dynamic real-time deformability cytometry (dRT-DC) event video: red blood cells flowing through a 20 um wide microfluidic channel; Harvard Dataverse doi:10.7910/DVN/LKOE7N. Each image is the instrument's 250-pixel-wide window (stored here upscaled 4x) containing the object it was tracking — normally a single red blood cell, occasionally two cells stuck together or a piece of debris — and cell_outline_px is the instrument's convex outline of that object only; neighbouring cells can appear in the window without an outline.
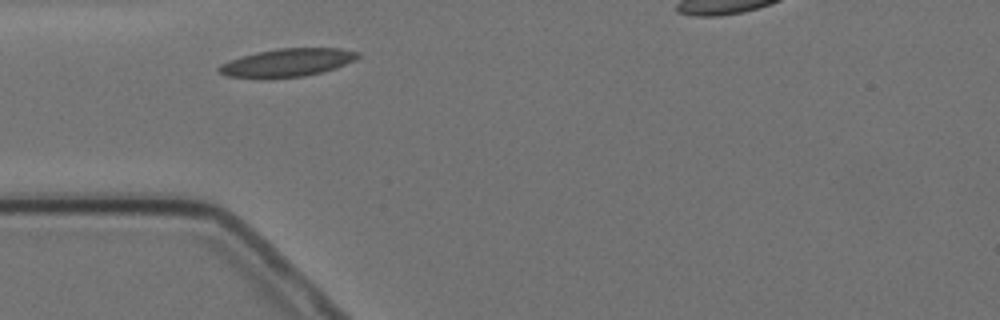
{"species": "Egyptian fruit bat (a non-hibernating species)", "species_latin": "Rousettus aegyptiacus", "temperature_condition": "cold", "stored_images_in_passage": 2, "camera_frame_rate_fps": 3000, "um_per_image_px": 0.085, "animal": {"sex": "female"}, "frame": {"image": 1, "passage_image": 1, "time_ms": 0.0, "image_size_px": [1000, 320], "cell_outline_px": [[360, 56], [336, 68], [304, 76], [224, 76], [216, 68], [220, 64], [256, 52], [276, 48], [340, 48], [360, 52]], "centroid_in_image_um": [24.46, 5.28], "position_along_channel_um": 60.5, "area_um2": 21.85}}
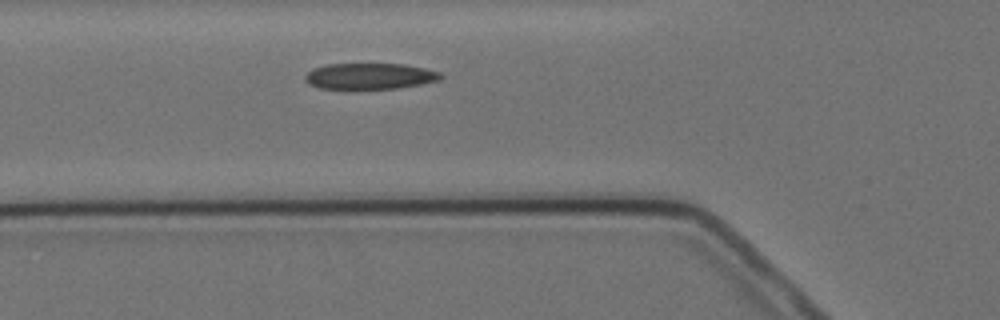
{"frame": {"image": 2, "passage_image": 2, "time_ms": 1.0, "image_size_px": [1000, 320], "cell_outline_px": [[444, 76], [440, 80], [400, 88], [320, 88], [308, 84], [304, 80], [304, 76], [312, 68], [328, 64], [404, 64], [424, 68], [440, 72]], "centroid_in_image_um": [31.43, 6.46], "position_along_channel_um": 94.4, "area_um2": 20.52}}